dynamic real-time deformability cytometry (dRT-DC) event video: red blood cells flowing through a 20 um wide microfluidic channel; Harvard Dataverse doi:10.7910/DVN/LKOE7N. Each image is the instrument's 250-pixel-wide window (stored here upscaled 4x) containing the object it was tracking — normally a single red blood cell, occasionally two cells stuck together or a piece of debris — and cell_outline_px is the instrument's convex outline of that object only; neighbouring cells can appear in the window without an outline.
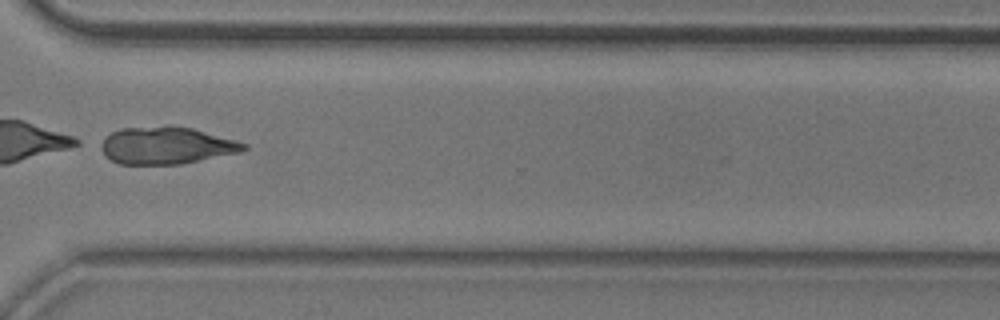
{"species": "common noctule bat (a hibernating species)", "species_latin": "Nyctalus noctula", "temperature_condition": "room temperature", "stored_images_in_passage": 30, "camera_frame_rate_fps": 3000, "um_per_image_px": 0.085, "animal": {"sex": "male", "body_mass_g": 20.5, "forearm_length_mm": 52.5}, "frame": {"image": 1, "passage_image": 25, "time_ms": 8.0, "image_size_px": [1000, 320], "cell_outline_px": [[248, 148], [240, 152], [180, 164], [120, 164], [104, 156], [96, 144], [104, 136], [120, 128], [168, 124], [172, 124], [192, 128], [236, 140], [248, 144]], "centroid_in_image_um": [14.06, 12.34], "position_along_channel_um": 356.5, "area_um2": 31.67}}